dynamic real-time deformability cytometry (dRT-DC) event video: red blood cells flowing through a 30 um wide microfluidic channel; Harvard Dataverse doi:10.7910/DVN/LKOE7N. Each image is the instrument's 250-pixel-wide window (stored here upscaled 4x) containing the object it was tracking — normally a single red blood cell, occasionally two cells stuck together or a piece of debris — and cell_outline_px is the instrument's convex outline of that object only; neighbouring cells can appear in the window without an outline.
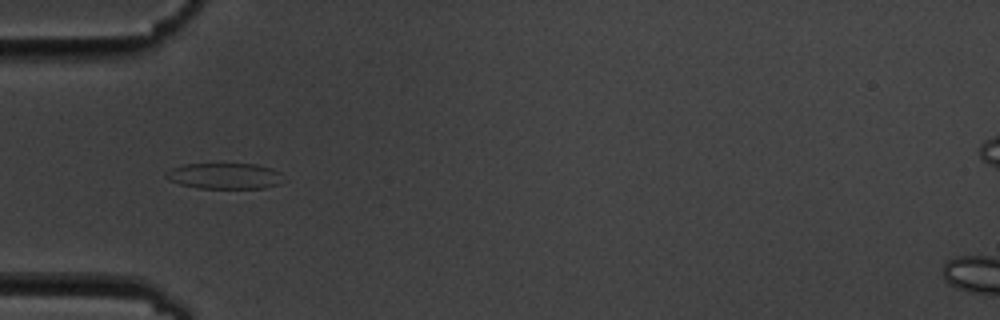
{"species": "common noctule bat (a hibernating species)", "species_latin": "Nyctalus noctula", "temperature_condition": "cold", "stored_images_in_passage": 1, "camera_frame_rate_fps": 3000, "um_per_image_px": 0.085, "animal": {"sex": "male", "body_mass_g": 19.5, "forearm_length_mm": 54.6}, "frame": {"image": 1, "passage_image": 1, "time_ms": 0.0, "image_size_px": [1000, 320], "cell_outline_px": [[288, 180], [280, 184], [264, 188], [200, 188], [180, 184], [168, 180], [164, 176], [164, 172], [172, 168], [184, 164], [256, 164], [272, 168], [280, 172]], "centroid_in_image_um": [19.14, 14.96], "position_along_channel_um": 65.9, "area_um2": 18.03}}